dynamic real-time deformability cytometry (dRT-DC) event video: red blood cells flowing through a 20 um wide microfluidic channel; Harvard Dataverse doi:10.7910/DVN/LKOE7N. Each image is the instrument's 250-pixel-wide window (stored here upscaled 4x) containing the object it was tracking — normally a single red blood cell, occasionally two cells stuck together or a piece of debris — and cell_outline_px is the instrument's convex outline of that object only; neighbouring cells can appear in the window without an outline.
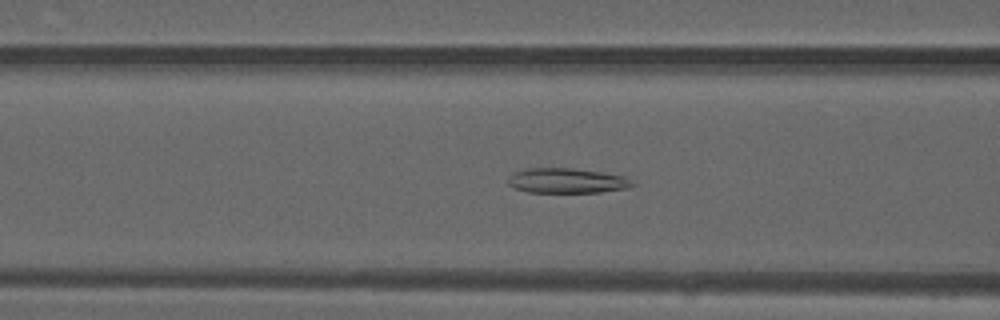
{"species": "common noctule bat (a hibernating species)", "species_latin": "Nyctalus noctula", "temperature_condition": "warm", "stored_images_in_passage": 34, "camera_frame_rate_fps": 3000, "um_per_image_px": 0.085, "animal": {"sex": "male", "forearm_length_mm": 52.5}, "frame": {"image": 1, "passage_image": 6, "time_ms": 1.667, "image_size_px": [1000, 320], "cell_outline_px": [[636, 184], [628, 188], [600, 192], [528, 192], [512, 188], [508, 184], [508, 176], [524, 168], [572, 168], [600, 172], [624, 176], [632, 180]], "centroid_in_image_um": [48.16, 15.36], "position_along_channel_um": 118.4, "area_um2": 18.15}}
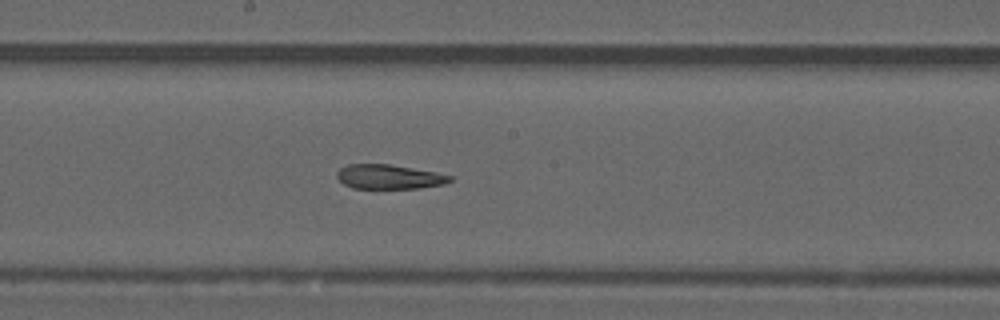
{"frame": {"image": 2, "passage_image": 13, "time_ms": 4.0, "image_size_px": [1000, 320], "cell_outline_px": [[452, 180], [444, 184], [416, 188], [352, 188], [344, 184], [336, 176], [336, 172], [340, 168], [348, 164], [388, 164], [436, 172], [452, 176]], "centroid_in_image_um": [33.05, 15.02], "position_along_channel_um": 215.2, "area_um2": 15.95}}
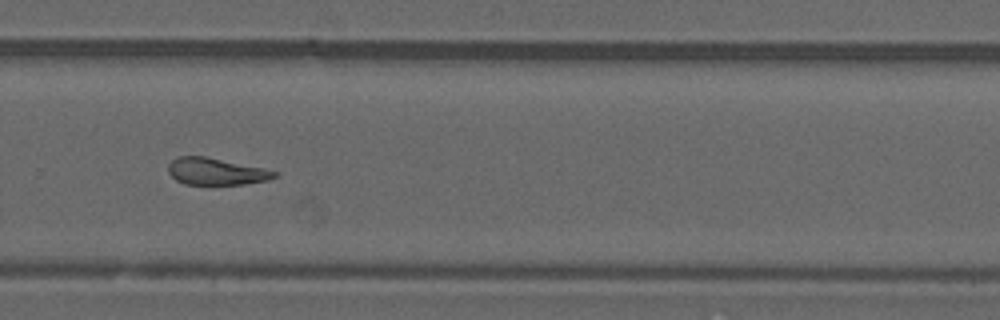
{"frame": {"image": 3, "passage_image": 20, "time_ms": 6.333, "image_size_px": [1000, 320], "cell_outline_px": [[280, 172], [276, 176], [268, 180], [244, 184], [184, 184], [176, 180], [168, 172], [168, 164], [172, 160], [180, 156], [204, 156], [264, 168]], "centroid_in_image_um": [18.37, 14.57], "position_along_channel_um": 311.4, "area_um2": 16.59}, "authors_computed_cell_mechanics": {"area_um2": 17.051, "velocity_mm_per_s": 4.1457, "shape_relaxation_time_tau1_ms": null, "shape_relaxation_time_tau2_ms": 3.2594, "deformation_change_tau1": null, "deformation_change_tau2": 0.1056}}